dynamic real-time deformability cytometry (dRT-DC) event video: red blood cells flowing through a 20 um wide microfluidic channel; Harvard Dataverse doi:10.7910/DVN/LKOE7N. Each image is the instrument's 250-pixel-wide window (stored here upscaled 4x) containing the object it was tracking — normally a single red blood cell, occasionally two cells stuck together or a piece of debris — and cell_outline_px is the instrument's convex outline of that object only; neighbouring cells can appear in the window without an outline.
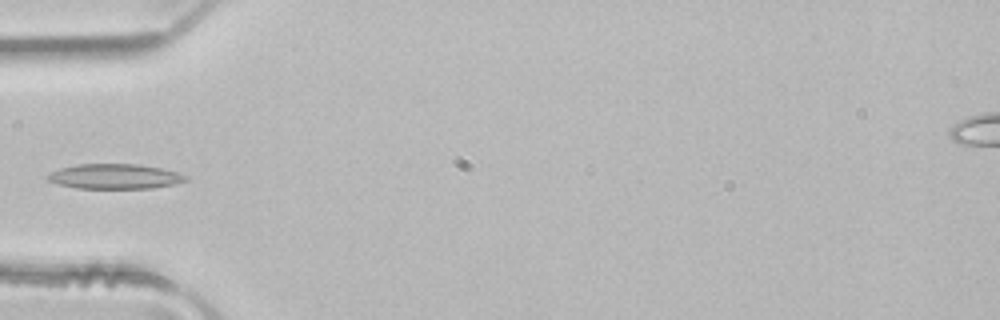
{"species": "common noctule bat (a hibernating species)", "species_latin": "Nyctalus noctula", "temperature_condition": "room temperature", "stored_images_in_passage": 4, "camera_frame_rate_fps": 3000, "um_per_image_px": 0.085, "animal": {"sex": "male", "body_mass_g": 21.5, "forearm_length_mm": 52.0}, "frame": {"image": 1, "passage_image": 4, "time_ms": 1.0, "image_size_px": [1000, 320], "cell_outline_px": [[188, 180], [172, 184], [152, 188], [76, 188], [60, 184], [48, 180], [44, 176], [60, 168], [76, 164], [136, 164], [160, 168], [176, 172], [188, 176]], "centroid_in_image_um": [9.73, 14.99], "position_along_channel_um": 75.3, "area_um2": 19.88}}